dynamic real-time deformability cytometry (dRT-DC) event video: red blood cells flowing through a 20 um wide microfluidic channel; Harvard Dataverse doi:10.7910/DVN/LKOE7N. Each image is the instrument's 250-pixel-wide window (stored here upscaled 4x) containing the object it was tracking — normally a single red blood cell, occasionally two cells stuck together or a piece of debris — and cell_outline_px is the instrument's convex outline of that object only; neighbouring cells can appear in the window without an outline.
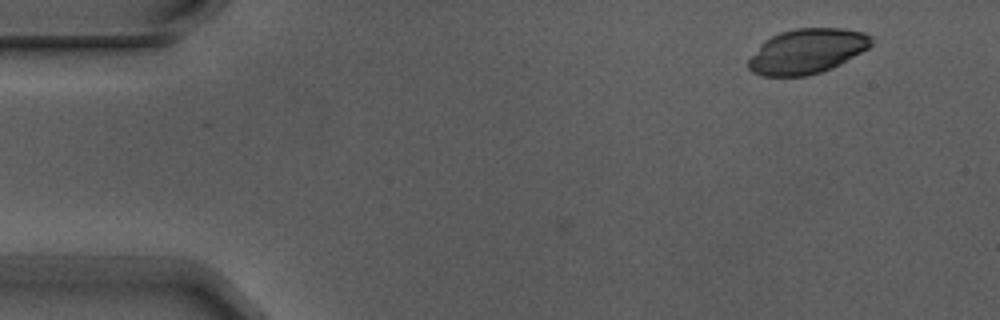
{"species": "Egyptian fruit bat (a non-hibernating species)", "species_latin": "Rousettus aegyptiacus", "temperature_condition": "warm", "stored_images_in_passage": 2, "camera_frame_rate_fps": 3000, "um_per_image_px": 0.085, "animal": {"sex": "male"}, "frame": {"image": 1, "passage_image": 1, "time_ms": 0.0, "image_size_px": [1000, 320], "cell_outline_px": [[872, 44], [868, 48], [840, 64], [832, 68], [820, 72], [804, 76], [764, 76], [752, 72], [748, 68], [748, 60], [760, 44], [764, 40], [780, 32], [796, 28], [844, 28], [864, 32], [872, 36]], "centroid_in_image_um": [68.59, 4.34], "position_along_channel_um": 16.4, "area_um2": 32.14}}